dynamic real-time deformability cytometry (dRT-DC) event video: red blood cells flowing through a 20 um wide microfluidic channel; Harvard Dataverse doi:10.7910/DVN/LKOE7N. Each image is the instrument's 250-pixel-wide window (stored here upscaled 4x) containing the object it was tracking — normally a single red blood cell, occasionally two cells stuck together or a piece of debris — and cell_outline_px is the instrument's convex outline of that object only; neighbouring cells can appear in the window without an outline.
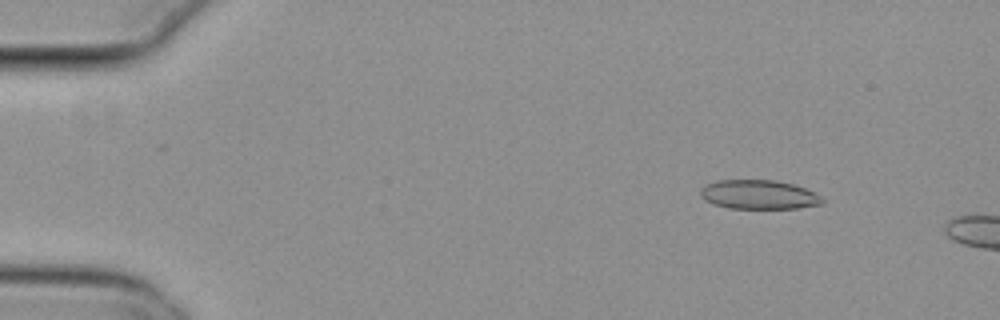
{"species": "common noctule bat (a hibernating species)", "species_latin": "Nyctalus noctula", "temperature_condition": "cold", "stored_images_in_passage": 11, "camera_frame_rate_fps": 3000, "um_per_image_px": 0.085, "animal": {"sex": "female", "body_mass_g": 29.2, "forearm_length_mm": 56.3}, "frame": {"image": 1, "passage_image": 7, "time_ms": 2.0, "image_size_px": [1000, 320], "cell_outline_px": [[824, 204], [796, 208], [728, 208], [712, 204], [704, 200], [700, 196], [700, 188], [716, 180], [776, 180], [792, 184], [804, 188], [820, 196], [824, 200]], "centroid_in_image_um": [64.46, 16.54], "position_along_channel_um": 20.5, "area_um2": 20.69}}